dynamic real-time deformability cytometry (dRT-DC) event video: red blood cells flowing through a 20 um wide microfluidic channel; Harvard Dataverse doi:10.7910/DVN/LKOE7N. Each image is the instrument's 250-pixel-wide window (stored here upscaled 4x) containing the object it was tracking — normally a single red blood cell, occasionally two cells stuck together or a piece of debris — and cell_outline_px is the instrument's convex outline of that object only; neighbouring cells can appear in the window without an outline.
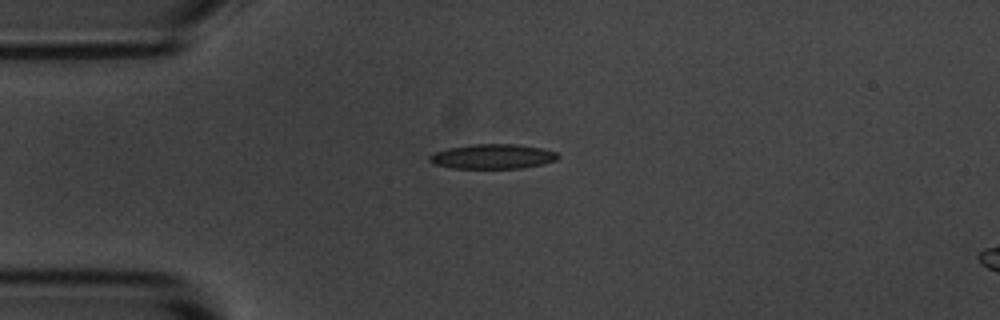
{"species": "common noctule bat (a hibernating species)", "species_latin": "Nyctalus noctula", "temperature_condition": "room temperature", "stored_images_in_passage": 5, "camera_frame_rate_fps": 3000, "um_per_image_px": 0.085, "animal": {"sex": "male", "body_mass_g": 20.1, "forearm_length_mm": 53.5}, "frame": {"image": 1, "passage_image": 1, "time_ms": 0.0, "image_size_px": [1000, 320], "cell_outline_px": [[560, 156], [556, 160], [544, 164], [520, 168], [452, 168], [432, 164], [428, 160], [428, 156], [436, 152], [448, 148], [468, 144], [516, 144], [540, 148], [556, 152]], "centroid_in_image_um": [41.85, 13.3], "position_along_channel_um": 43.1, "area_um2": 18.55}}
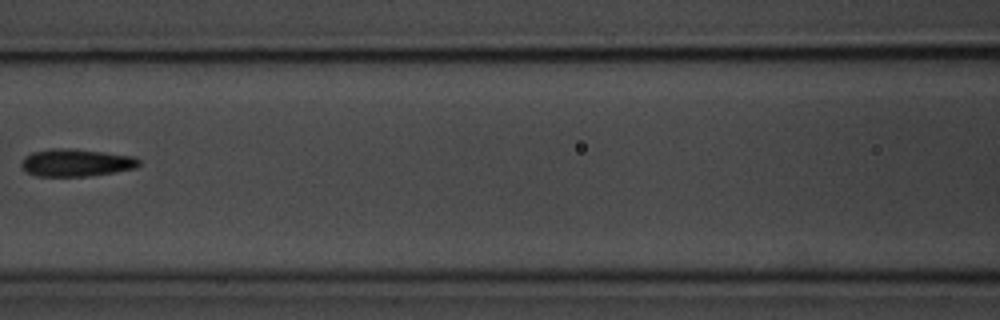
{"frame": {"image": 2, "passage_image": 4, "time_ms": 1.0, "image_size_px": [1000, 320], "cell_outline_px": [[140, 164], [136, 168], [88, 176], [36, 176], [28, 172], [20, 164], [24, 156], [32, 152], [52, 148], [76, 148], [132, 156], [140, 160]], "centroid_in_image_um": [6.45, 13.81], "position_along_channel_um": 160.1, "area_um2": 18.84}}
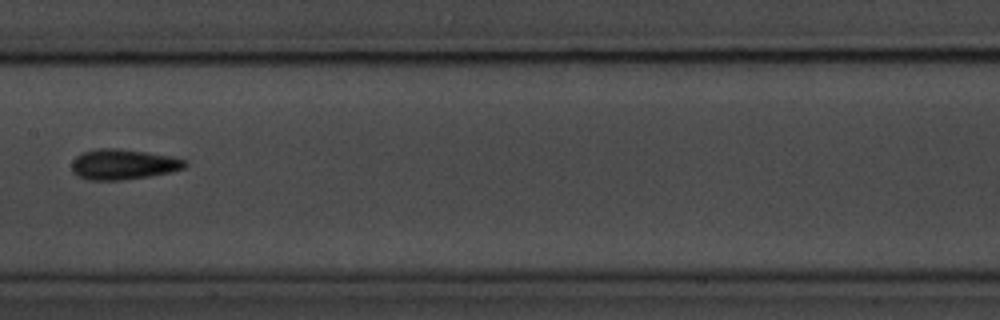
{"frame": {"image": 3, "passage_image": 5, "time_ms": 1.333, "image_size_px": [1000, 320], "cell_outline_px": [[188, 164], [184, 168], [168, 172], [148, 176], [124, 180], [88, 180], [72, 172], [72, 160], [76, 156], [84, 152], [96, 148], [116, 148], [172, 156], [188, 160]], "centroid_in_image_um": [10.47, 13.96], "position_along_channel_um": 196.9, "area_um2": 20.0}}